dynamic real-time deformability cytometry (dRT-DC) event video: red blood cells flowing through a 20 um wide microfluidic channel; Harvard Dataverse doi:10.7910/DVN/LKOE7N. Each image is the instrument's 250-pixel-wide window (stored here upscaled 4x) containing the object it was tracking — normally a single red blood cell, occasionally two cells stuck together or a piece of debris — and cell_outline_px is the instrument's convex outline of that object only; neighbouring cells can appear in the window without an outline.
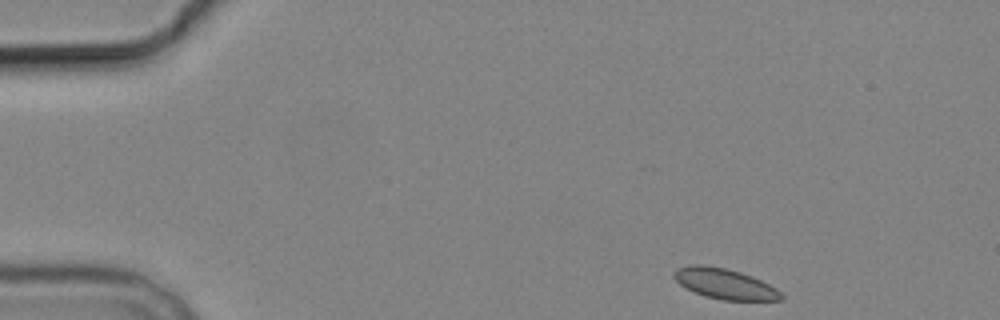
{"species": "common noctule bat (a hibernating species)", "species_latin": "Nyctalus noctula", "temperature_condition": "cold", "stored_images_in_passage": 6, "camera_frame_rate_fps": 3000, "um_per_image_px": 0.085, "animal": {"sex": "male", "body_mass_g": 19.2, "forearm_length_mm": 51.8}, "frame": {"image": 1, "passage_image": 1, "time_ms": 0.0, "image_size_px": [1000, 320], "cell_outline_px": [[784, 300], [724, 300], [704, 296], [684, 288], [672, 276], [672, 272], [676, 268], [692, 264], [704, 264], [724, 268], [740, 272], [752, 276], [776, 288], [784, 296]], "centroid_in_image_um": [61.56, 24.11], "position_along_channel_um": 23.4, "area_um2": 19.13}}
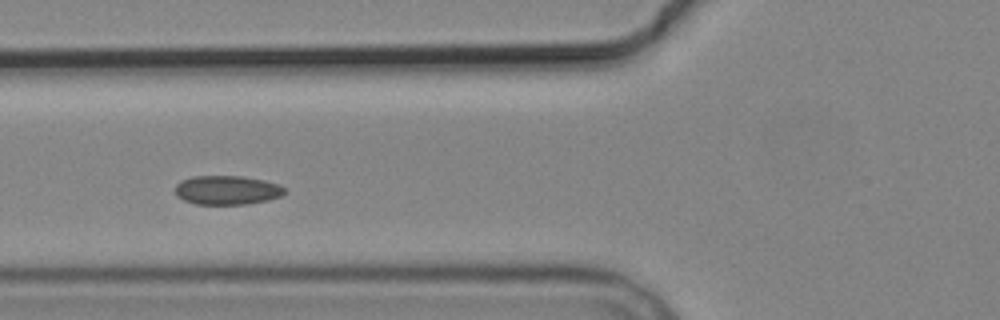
{"frame": {"image": 2, "passage_image": 5, "time_ms": 4.667, "image_size_px": [1000, 320], "cell_outline_px": [[284, 192], [280, 196], [268, 200], [248, 204], [196, 204], [184, 200], [176, 196], [176, 184], [180, 180], [192, 176], [240, 176], [264, 180], [280, 184], [284, 188]], "centroid_in_image_um": [19.28, 16.15], "position_along_channel_um": 106.5, "area_um2": 18.55}}
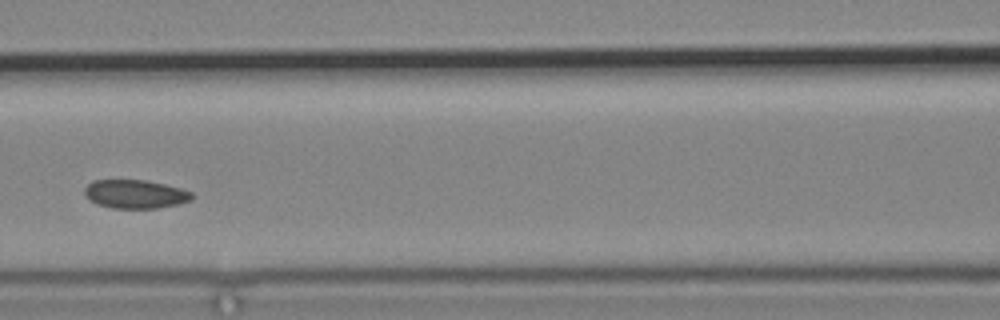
{"frame": {"image": 3, "passage_image": 6, "time_ms": 6.0, "image_size_px": [1000, 320], "cell_outline_px": [[192, 200], [180, 204], [156, 208], [112, 208], [96, 204], [84, 196], [84, 188], [92, 180], [144, 180], [164, 184], [180, 188], [192, 192]], "centroid_in_image_um": [11.47, 16.5], "position_along_channel_um": 155.1, "area_um2": 17.98}}